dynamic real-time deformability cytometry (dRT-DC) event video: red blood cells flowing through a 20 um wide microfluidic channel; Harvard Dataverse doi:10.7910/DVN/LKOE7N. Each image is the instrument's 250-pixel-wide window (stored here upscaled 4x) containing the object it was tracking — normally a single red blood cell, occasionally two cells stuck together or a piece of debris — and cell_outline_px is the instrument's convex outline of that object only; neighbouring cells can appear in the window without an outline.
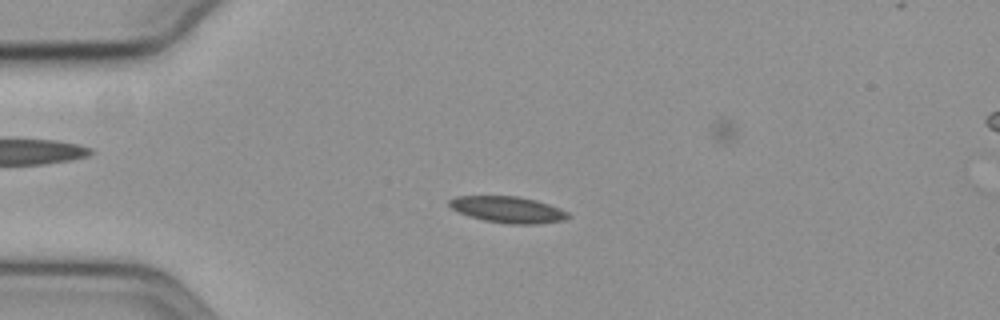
{"species": "common noctule bat (a hibernating species)", "species_latin": "Nyctalus noctula", "temperature_condition": "cold", "stored_images_in_passage": 59, "camera_frame_rate_fps": 3000, "um_per_image_px": 0.085, "animal": {"sex": "female", "body_mass_g": 19.3, "forearm_length_mm": 54.1}, "frame": {"image": 1, "passage_image": 14, "time_ms": 4.333, "image_size_px": [1000, 320], "cell_outline_px": [[572, 216], [564, 220], [536, 224], [508, 224], [484, 220], [468, 216], [452, 208], [448, 204], [448, 200], [456, 196], [516, 196], [536, 200], [560, 208], [568, 212]], "centroid_in_image_um": [43.19, 17.82], "position_along_channel_um": 41.8, "area_um2": 18.26}}
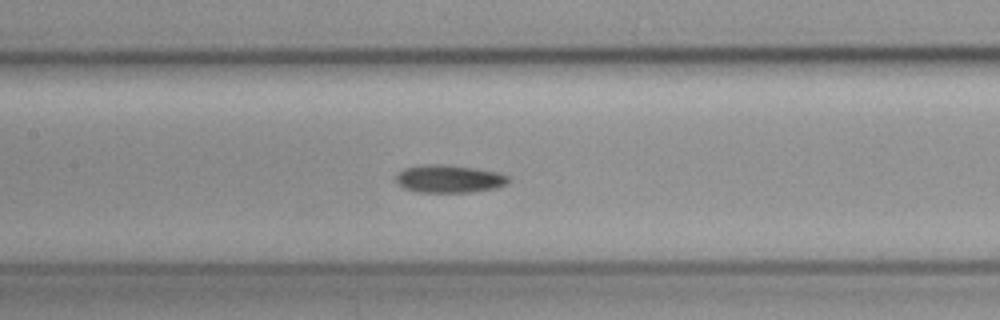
{"frame": {"image": 2, "passage_image": 27, "time_ms": 8.667, "image_size_px": [1000, 320], "cell_outline_px": [[508, 184], [496, 188], [472, 192], [416, 192], [404, 188], [396, 184], [396, 172], [404, 168], [424, 164], [440, 164], [476, 168], [496, 172], [508, 176]], "centroid_in_image_um": [38.13, 15.2], "position_along_channel_um": 169.3, "area_um2": 18.38}}
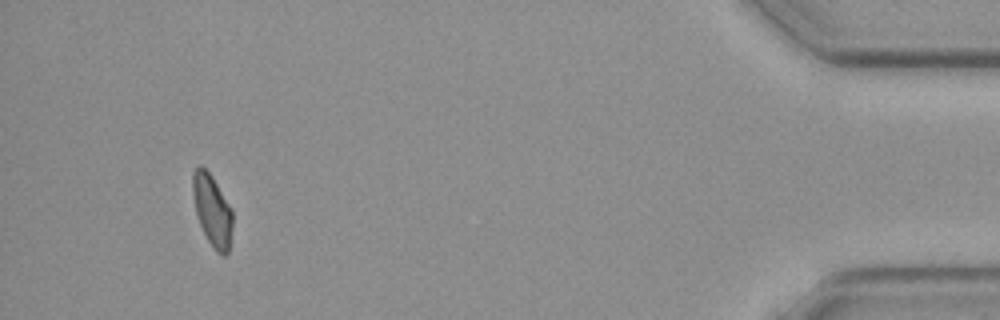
{"frame": {"image": 3, "passage_image": 54, "time_ms": 17.667, "image_size_px": [1000, 320], "cell_outline_px": [[232, 228], [228, 252], [224, 256], [216, 252], [212, 248], [200, 224], [196, 212], [192, 192], [192, 172], [200, 164], [212, 176], [232, 208]], "centroid_in_image_um": [18.04, 17.87], "position_along_channel_um": 417.2, "area_um2": 16.59}}